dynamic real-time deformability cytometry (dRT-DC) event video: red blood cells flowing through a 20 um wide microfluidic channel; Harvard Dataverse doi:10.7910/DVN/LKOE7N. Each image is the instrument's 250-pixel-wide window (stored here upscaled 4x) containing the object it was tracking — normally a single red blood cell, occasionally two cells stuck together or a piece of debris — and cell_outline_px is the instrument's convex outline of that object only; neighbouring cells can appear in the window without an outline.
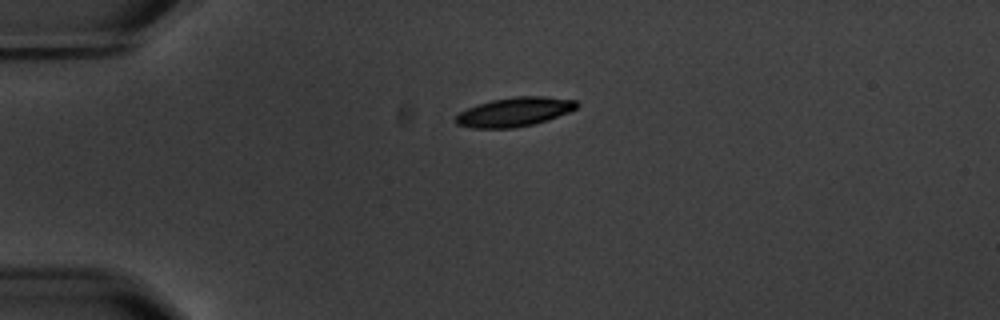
{"species": "common noctule bat (a hibernating species)", "species_latin": "Nyctalus noctula", "temperature_condition": "warm", "stored_images_in_passage": 2, "camera_frame_rate_fps": 3000, "um_per_image_px": 0.085, "animal": {"sex": "male", "body_mass_g": 20.1, "forearm_length_mm": 53.5}, "frame": {"image": 1, "passage_image": 1, "time_ms": 0.0, "image_size_px": [1000, 320], "cell_outline_px": [[580, 104], [576, 108], [568, 112], [532, 124], [512, 128], [472, 128], [456, 124], [452, 120], [460, 112], [468, 108], [492, 100], [516, 96], [544, 96], [576, 100]], "centroid_in_image_um": [43.7, 9.51], "position_along_channel_um": 41.3, "area_um2": 20.29}}